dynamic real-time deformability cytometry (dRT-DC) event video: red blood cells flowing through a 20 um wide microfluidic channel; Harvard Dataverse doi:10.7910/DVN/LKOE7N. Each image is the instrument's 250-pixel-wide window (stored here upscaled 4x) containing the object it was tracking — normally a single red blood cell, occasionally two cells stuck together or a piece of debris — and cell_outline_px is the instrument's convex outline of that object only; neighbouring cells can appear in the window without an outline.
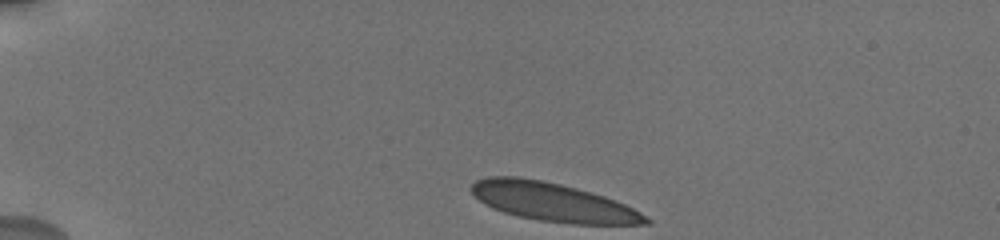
{"species": "human", "species_latin": "Homo sapiens", "temperature_condition": "cold", "stored_images_in_passage": 6, "camera_frame_rate_fps": 3000, "um_per_image_px": 0.085, "donor": {"sex": "male"}, "frame": {"image": 1, "passage_image": 1, "time_ms": 0.0, "image_size_px": [1000, 240], "cell_outline_px": [[652, 224], [572, 224], [540, 220], [520, 216], [504, 212], [492, 208], [484, 204], [468, 188], [476, 180], [488, 176], [520, 176], [560, 184], [576, 188], [604, 196], [616, 200], [640, 212], [652, 220]], "centroid_in_image_um": [46.99, 17.17], "position_along_channel_um": 38.0, "area_um2": 39.07}}
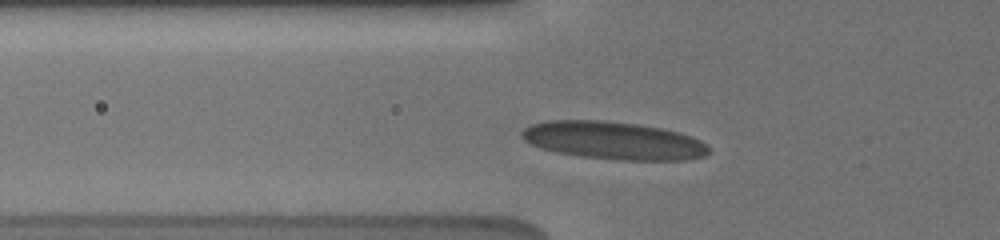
{"frame": {"image": 2, "passage_image": 5, "time_ms": 2.667, "image_size_px": [1000, 240], "cell_outline_px": [[708, 152], [704, 156], [688, 160], [620, 160], [580, 156], [556, 152], [540, 148], [524, 140], [520, 136], [520, 132], [524, 128], [532, 124], [548, 120], [600, 120], [636, 124], [660, 128], [680, 132], [692, 136], [708, 144]], "centroid_in_image_um": [52.14, 11.94], "position_along_channel_um": 73.7, "area_um2": 41.27}}